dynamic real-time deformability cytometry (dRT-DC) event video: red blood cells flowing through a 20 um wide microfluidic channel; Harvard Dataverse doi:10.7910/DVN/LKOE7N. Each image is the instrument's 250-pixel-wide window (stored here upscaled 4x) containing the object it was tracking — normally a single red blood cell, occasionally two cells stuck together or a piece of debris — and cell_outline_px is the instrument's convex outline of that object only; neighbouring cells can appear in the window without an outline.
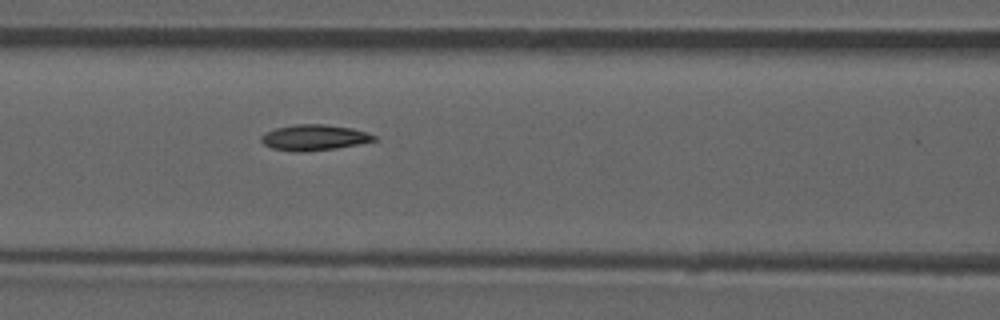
{"species": "common noctule bat (a hibernating species)", "species_latin": "Nyctalus noctula", "temperature_condition": "room temperature", "stored_images_in_passage": 53, "camera_frame_rate_fps": 3000, "um_per_image_px": 0.085, "animal": {"sex": "male", "forearm_length_mm": 52.5}, "frame": {"image": 1, "passage_image": 23, "time_ms": 7.333, "image_size_px": [1000, 320], "cell_outline_px": [[380, 140], [336, 148], [304, 152], [296, 152], [272, 148], [264, 144], [260, 140], [260, 136], [264, 132], [276, 128], [296, 124], [324, 124], [352, 128], [368, 132], [376, 136]], "centroid_in_image_um": [26.72, 11.69], "position_along_channel_um": 139.9, "area_um2": 17.11}, "authors_computed_cell_mechanics": {"area_um2": 17.051, "velocity_mm_per_s": 3.857, "shape_relaxation_time_tau1_ms": null, "shape_relaxation_time_tau2_ms": 2.1656, "deformation_change_tau1": null, "deformation_change_tau2": 0.062}}